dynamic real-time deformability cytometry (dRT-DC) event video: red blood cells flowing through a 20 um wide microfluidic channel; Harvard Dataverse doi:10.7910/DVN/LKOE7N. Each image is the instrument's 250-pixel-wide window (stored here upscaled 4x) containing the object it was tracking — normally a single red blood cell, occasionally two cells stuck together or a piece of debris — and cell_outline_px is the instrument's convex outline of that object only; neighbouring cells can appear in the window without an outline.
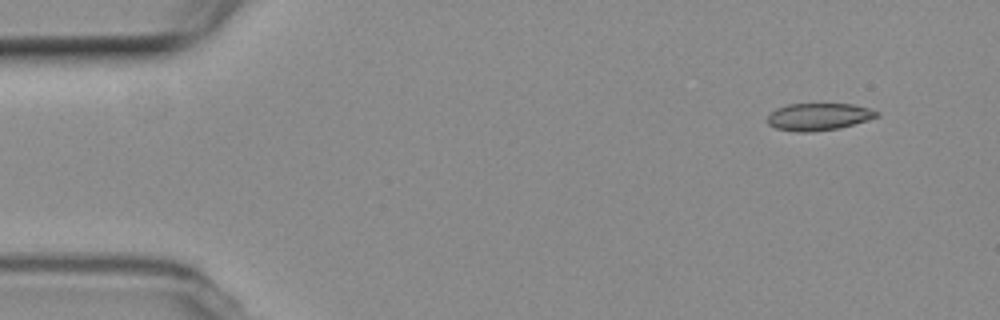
{"species": "common noctule bat (a hibernating species)", "species_latin": "Nyctalus noctula", "temperature_condition": "room temperature", "stored_images_in_passage": 5, "segment_of_instrument_passage": [2, 2], "camera_frame_rate_fps": 3000, "um_per_image_px": 0.085, "animal": {"sex": "female", "body_mass_g": 19.3, "forearm_length_mm": 54.1}, "frame": {"image": 1, "passage_image": 5, "time_ms": 6.0, "image_size_px": [1000, 320], "cell_outline_px": [[880, 116], [852, 124], [836, 128], [812, 132], [800, 132], [776, 128], [768, 124], [768, 116], [776, 108], [788, 104], [852, 104], [868, 108], [880, 112]], "centroid_in_image_um": [69.58, 9.91], "position_along_channel_um": 15.4, "area_um2": 17.11}}